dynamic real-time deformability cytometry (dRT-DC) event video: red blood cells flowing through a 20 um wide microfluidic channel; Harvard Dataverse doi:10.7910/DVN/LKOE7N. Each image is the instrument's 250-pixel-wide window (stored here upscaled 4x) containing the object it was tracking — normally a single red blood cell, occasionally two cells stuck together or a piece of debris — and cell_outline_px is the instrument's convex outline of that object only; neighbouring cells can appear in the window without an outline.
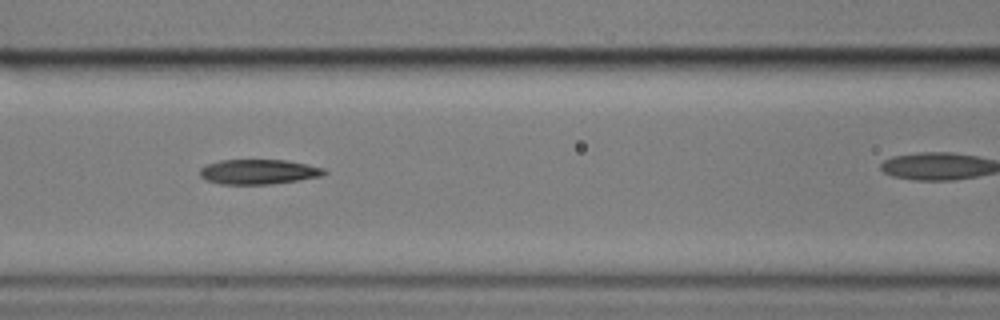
{"species": "common noctule bat (a hibernating species)", "species_latin": "Nyctalus noctula", "temperature_condition": "cold", "stored_images_in_passage": 7, "camera_frame_rate_fps": 3000, "um_per_image_px": 0.085, "animal": {"sex": "male", "body_mass_g": 17.9}, "frame": {"image": 1, "passage_image": 5, "time_ms": 4.333, "image_size_px": [1000, 320], "cell_outline_px": [[328, 172], [324, 176], [300, 180], [272, 184], [220, 184], [208, 180], [200, 176], [200, 168], [208, 164], [220, 160], [284, 160], [324, 168]], "centroid_in_image_um": [22.0, 14.61], "position_along_channel_um": 144.6, "area_um2": 17.98}}